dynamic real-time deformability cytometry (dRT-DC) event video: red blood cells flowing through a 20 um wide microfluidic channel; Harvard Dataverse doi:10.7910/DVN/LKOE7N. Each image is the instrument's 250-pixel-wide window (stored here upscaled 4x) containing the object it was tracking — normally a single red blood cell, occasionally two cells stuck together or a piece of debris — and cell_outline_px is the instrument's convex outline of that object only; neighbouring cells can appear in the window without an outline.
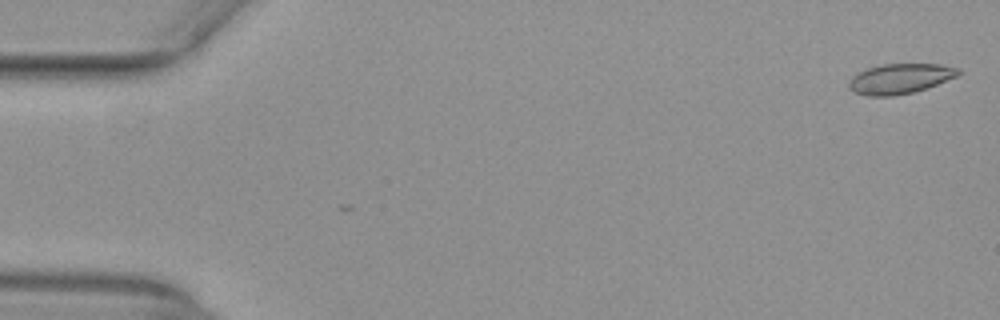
{"species": "common noctule bat (a hibernating species)", "species_latin": "Nyctalus noctula", "temperature_condition": "warm", "stored_images_in_passage": 2, "camera_frame_rate_fps": 3000, "um_per_image_px": 0.085, "animal": {"sex": "female", "body_mass_g": 29.2, "forearm_length_mm": 56.3}, "frame": {"image": 1, "passage_image": 2, "time_ms": 0.333, "image_size_px": [1000, 320], "cell_outline_px": [[960, 72], [956, 76], [928, 88], [912, 92], [892, 96], [868, 96], [856, 92], [848, 88], [848, 84], [852, 76], [868, 68], [884, 64], [940, 64], [960, 68]], "centroid_in_image_um": [76.51, 6.69], "position_along_channel_um": 8.5, "area_um2": 19.02}}